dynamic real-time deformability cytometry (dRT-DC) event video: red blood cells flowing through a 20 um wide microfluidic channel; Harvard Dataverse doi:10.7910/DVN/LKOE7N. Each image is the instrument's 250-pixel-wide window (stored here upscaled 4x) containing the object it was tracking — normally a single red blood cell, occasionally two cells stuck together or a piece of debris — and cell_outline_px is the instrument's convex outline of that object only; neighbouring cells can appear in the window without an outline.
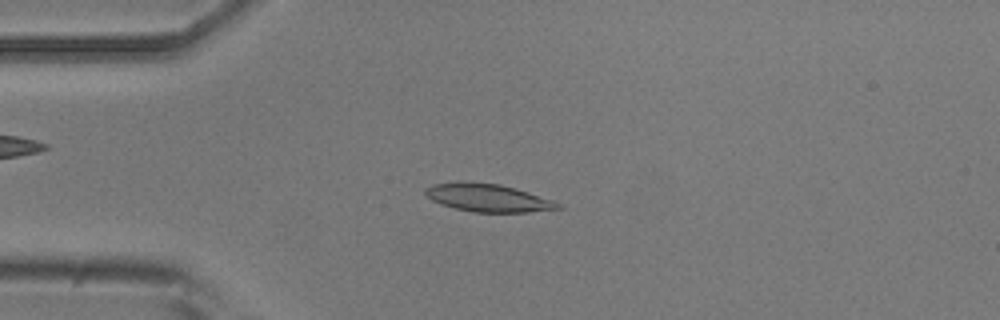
{"species": "common noctule bat (a hibernating species)", "species_latin": "Nyctalus noctula", "temperature_condition": "room temperature", "stored_images_in_passage": 53, "camera_frame_rate_fps": 3000, "um_per_image_px": 0.085, "animal": {"sex": "male", "body_mass_g": 20.5, "forearm_length_mm": 52.5}, "frame": {"image": 1, "passage_image": 12, "time_ms": 3.667, "image_size_px": [1000, 320], "cell_outline_px": [[564, 208], [528, 212], [472, 212], [440, 204], [432, 200], [424, 192], [424, 188], [432, 184], [456, 180], [460, 180], [500, 184], [516, 188], [552, 200], [560, 204]], "centroid_in_image_um": [41.43, 16.79], "position_along_channel_um": 43.6, "area_um2": 21.79}}
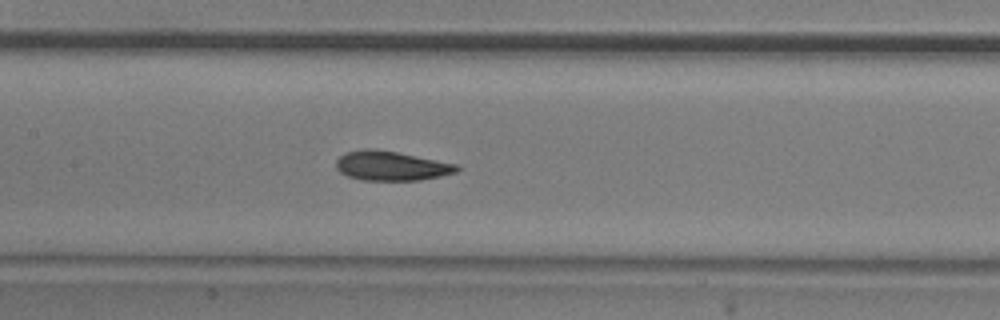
{"frame": {"image": 2, "passage_image": 24, "time_ms": 7.667, "image_size_px": [1000, 320], "cell_outline_px": [[460, 168], [456, 172], [440, 176], [420, 180], [364, 180], [348, 176], [340, 172], [336, 168], [336, 160], [340, 156], [348, 152], [364, 148], [376, 148], [460, 164]], "centroid_in_image_um": [33.28, 14.08], "position_along_channel_um": 174.1, "area_um2": 20.81}}
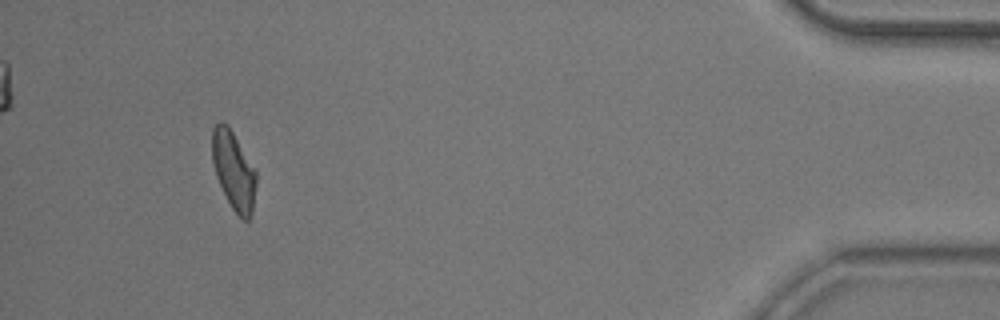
{"frame": {"image": 3, "passage_image": 49, "time_ms": 16.0, "image_size_px": [1000, 320], "cell_outline_px": [[256, 184], [252, 212], [248, 220], [244, 220], [232, 208], [216, 176], [212, 160], [212, 128], [220, 120], [228, 124], [256, 172]], "centroid_in_image_um": [19.84, 14.45], "position_along_channel_um": 415.4, "area_um2": 19.77}, "authors_computed_cell_mechanics": {"area_um2": 20.9814, "velocity_mm_per_s": 3.7164, "shape_relaxation_time_tau1_ms": 4.8249, "shape_relaxation_time_tau2_ms": 3.1942, "deformation_change_tau1": 0.152, "deformation_change_tau2": 0.1029}}